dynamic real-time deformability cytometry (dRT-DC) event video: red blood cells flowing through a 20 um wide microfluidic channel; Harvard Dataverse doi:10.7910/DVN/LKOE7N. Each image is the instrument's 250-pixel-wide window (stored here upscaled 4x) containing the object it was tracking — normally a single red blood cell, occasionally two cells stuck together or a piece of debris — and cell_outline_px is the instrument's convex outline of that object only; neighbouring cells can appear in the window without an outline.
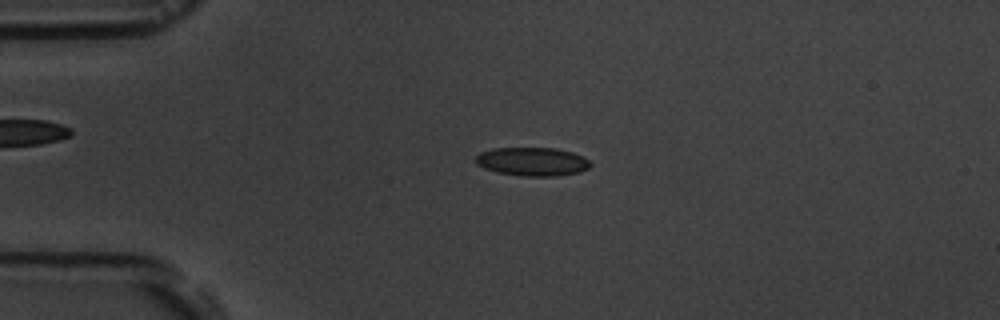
{"species": "common noctule bat (a hibernating species)", "species_latin": "Nyctalus noctula", "temperature_condition": "room temperature", "stored_images_in_passage": 4, "camera_frame_rate_fps": 3000, "um_per_image_px": 0.085, "animal": {"sex": "male", "body_mass_g": 19.5, "forearm_length_mm": 54.6}, "frame": {"image": 1, "passage_image": 4, "time_ms": 3.667, "image_size_px": [1000, 320], "cell_outline_px": [[592, 164], [588, 168], [580, 172], [556, 176], [524, 176], [496, 172], [484, 168], [476, 164], [476, 156], [480, 152], [492, 148], [556, 148], [572, 152], [588, 160]], "centroid_in_image_um": [45.23, 13.73], "position_along_channel_um": 39.8, "area_um2": 19.07}}